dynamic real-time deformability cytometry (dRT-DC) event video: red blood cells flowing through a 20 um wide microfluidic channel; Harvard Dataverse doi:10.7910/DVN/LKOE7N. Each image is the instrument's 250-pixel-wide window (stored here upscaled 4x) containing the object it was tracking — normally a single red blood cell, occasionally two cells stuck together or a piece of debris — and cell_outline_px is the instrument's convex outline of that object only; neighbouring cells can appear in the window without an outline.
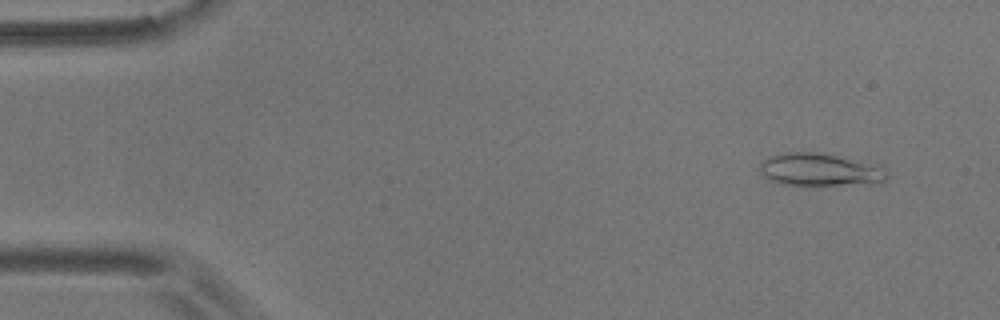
{"species": "common noctule bat (a hibernating species)", "species_latin": "Nyctalus noctula", "temperature_condition": "room temperature", "stored_images_in_passage": 54, "camera_frame_rate_fps": 3000, "um_per_image_px": 0.085, "animal": {"sex": "male", "body_mass_g": 17.9}, "frame": {"image": 1, "passage_image": 4, "time_ms": 1.0, "image_size_px": [1000, 320], "cell_outline_px": [[888, 176], [880, 184], [784, 184], [768, 180], [760, 172], [760, 160], [768, 156], [784, 152], [812, 152], [836, 156], [884, 168], [888, 172]], "centroid_in_image_um": [69.62, 14.43], "position_along_channel_um": 15.4, "area_um2": 23.76}}
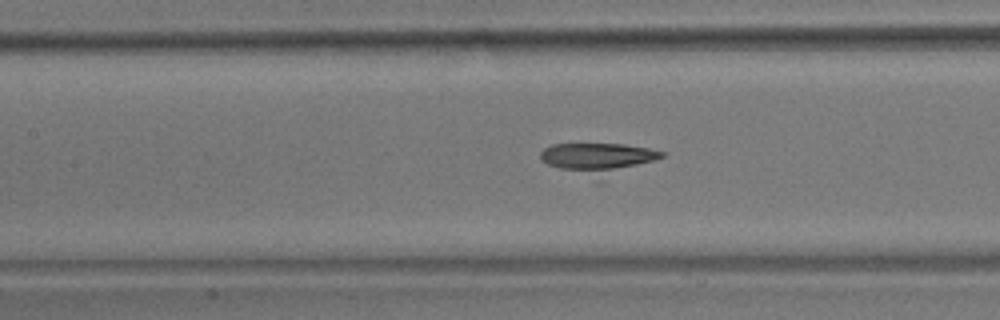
{"frame": {"image": 2, "passage_image": 24, "time_ms": 7.667, "image_size_px": [1000, 320], "cell_outline_px": [[668, 152], [664, 156], [656, 160], [600, 184], [548, 164], [540, 160], [540, 152], [544, 148], [552, 144], [624, 144], [648, 148]], "centroid_in_image_um": [50.9, 13.54], "position_along_channel_um": 156.5, "area_um2": 23.24}}
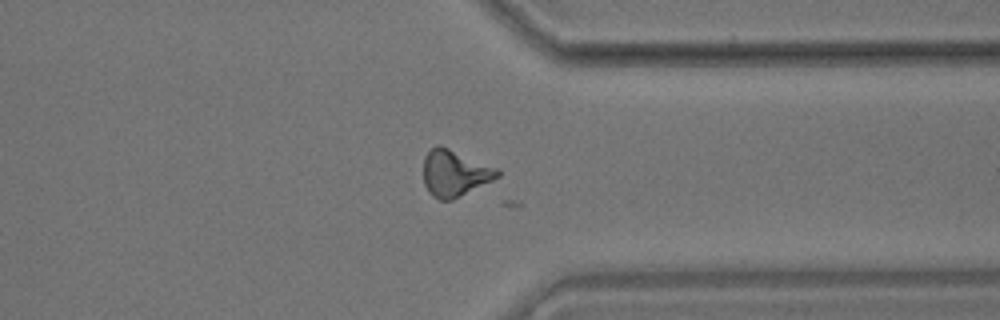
{"frame": {"image": 3, "passage_image": 42, "time_ms": 13.667, "image_size_px": [1000, 320], "cell_outline_px": [[500, 176], [452, 200], [440, 200], [432, 196], [428, 192], [424, 184], [424, 156], [436, 144], [440, 144], [500, 168]], "centroid_in_image_um": [38.66, 14.7], "position_along_channel_um": 372.7, "area_um2": 20.23}}